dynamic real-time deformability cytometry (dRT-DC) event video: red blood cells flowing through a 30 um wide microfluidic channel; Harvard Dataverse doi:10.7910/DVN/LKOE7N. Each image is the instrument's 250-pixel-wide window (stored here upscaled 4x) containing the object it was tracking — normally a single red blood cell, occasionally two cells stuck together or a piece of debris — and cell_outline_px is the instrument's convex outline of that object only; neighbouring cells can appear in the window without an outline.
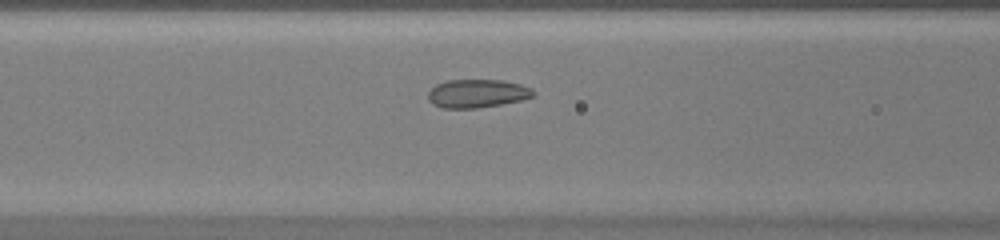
{"species": "common noctule bat (a hibernating species)", "species_latin": "Nyctalus noctula", "temperature_condition": "warm", "stored_images_in_passage": 39, "camera_frame_rate_fps": 3000, "um_per_image_px": 0.085, "animal": {"sex": "female", "body_mass_g": 20.0, "forearm_length_mm": 54.0}, "frame": {"image": 1, "passage_image": 12, "time_ms": 3.667, "image_size_px": [1000, 240], "cell_outline_px": [[536, 92], [532, 96], [520, 100], [500, 104], [476, 108], [444, 108], [432, 104], [428, 100], [428, 92], [436, 84], [448, 80], [500, 80], [520, 84], [532, 88]], "centroid_in_image_um": [40.54, 7.94], "position_along_channel_um": 126.1, "area_um2": 17.28}}
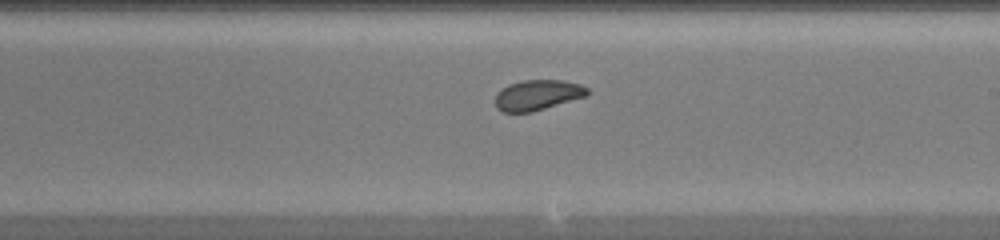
{"frame": {"image": 2, "passage_image": 20, "time_ms": 6.333, "image_size_px": [1000, 240], "cell_outline_px": [[588, 96], [532, 112], [504, 112], [496, 108], [496, 92], [508, 84], [524, 80], [564, 80], [580, 84], [588, 88]], "centroid_in_image_um": [45.7, 8.07], "position_along_channel_um": 243.3, "area_um2": 16.42}}
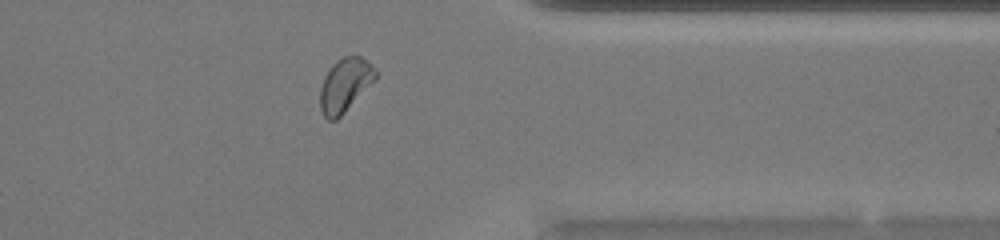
{"frame": {"image": 3, "passage_image": 30, "time_ms": 9.667, "image_size_px": [1000, 240], "cell_outline_px": [[376, 76], [344, 112], [336, 120], [328, 120], [324, 116], [320, 108], [320, 88], [324, 76], [332, 64], [336, 60], [344, 56], [360, 56], [372, 64], [376, 72]], "centroid_in_image_um": [29.27, 7.2], "position_along_channel_um": 382.1, "area_um2": 16.82}}